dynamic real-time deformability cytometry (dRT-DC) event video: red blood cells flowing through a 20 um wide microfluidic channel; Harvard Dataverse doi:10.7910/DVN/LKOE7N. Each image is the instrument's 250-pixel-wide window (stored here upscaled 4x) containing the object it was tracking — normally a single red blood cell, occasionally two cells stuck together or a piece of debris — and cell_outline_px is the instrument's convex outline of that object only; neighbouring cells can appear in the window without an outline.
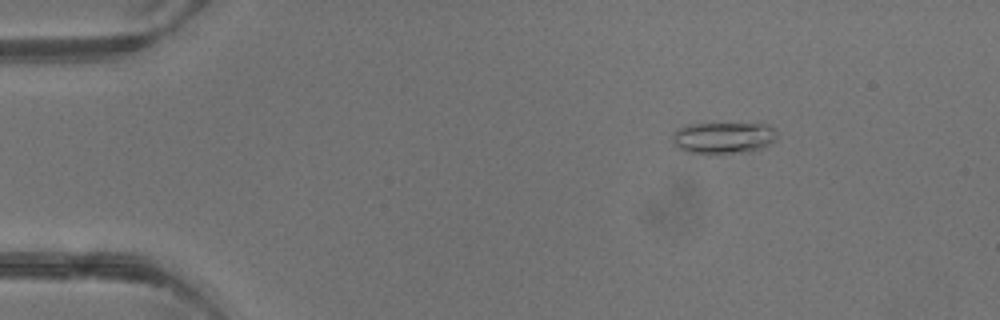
{"species": "common noctule bat (a hibernating species)", "species_latin": "Nyctalus noctula", "temperature_condition": "warm", "stored_images_in_passage": 4, "camera_frame_rate_fps": 3000, "um_per_image_px": 0.085, "animal": {"sex": "male", "body_mass_g": 13.3}, "frame": {"image": 1, "passage_image": 2, "time_ms": 1.0, "image_size_px": [1000, 320], "cell_outline_px": [[776, 140], [764, 148], [748, 152], [684, 152], [676, 148], [672, 140], [672, 136], [676, 128], [684, 124], [764, 124], [772, 128], [776, 132]], "centroid_in_image_um": [61.45, 11.7], "position_along_channel_um": 23.6, "area_um2": 19.13}}